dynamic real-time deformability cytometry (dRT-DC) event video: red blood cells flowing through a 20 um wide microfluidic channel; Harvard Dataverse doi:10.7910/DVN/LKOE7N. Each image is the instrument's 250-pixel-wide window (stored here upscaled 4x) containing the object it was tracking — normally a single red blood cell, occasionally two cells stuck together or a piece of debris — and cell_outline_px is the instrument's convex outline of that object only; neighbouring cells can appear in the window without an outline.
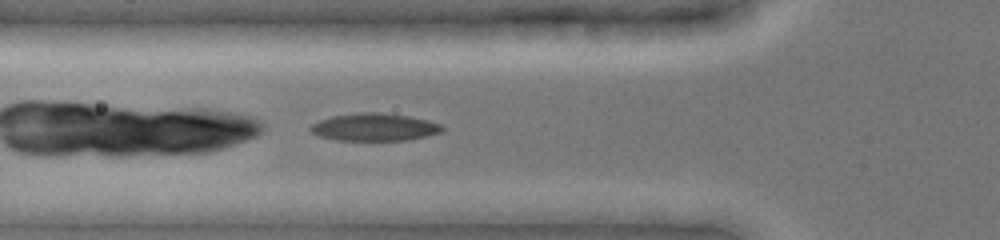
{"species": "common noctule bat (a hibernating species)", "species_latin": "Nyctalus noctula", "temperature_condition": "cold", "stored_images_in_passage": 6, "camera_frame_rate_fps": 3000, "um_per_image_px": 0.085, "animal": {"sex": "female", "body_mass_g": 19.0, "forearm_length_mm": 51.5}, "frame": {"image": 1, "passage_image": 6, "time_ms": 3.667, "image_size_px": [1000, 240], "cell_outline_px": [[444, 128], [440, 132], [424, 136], [404, 140], [336, 140], [320, 136], [312, 132], [308, 128], [312, 124], [320, 120], [332, 116], [356, 112], [380, 112], [408, 116], [428, 120], [440, 124]], "centroid_in_image_um": [31.79, 10.79], "position_along_channel_um": 94.0, "area_um2": 20.98}}